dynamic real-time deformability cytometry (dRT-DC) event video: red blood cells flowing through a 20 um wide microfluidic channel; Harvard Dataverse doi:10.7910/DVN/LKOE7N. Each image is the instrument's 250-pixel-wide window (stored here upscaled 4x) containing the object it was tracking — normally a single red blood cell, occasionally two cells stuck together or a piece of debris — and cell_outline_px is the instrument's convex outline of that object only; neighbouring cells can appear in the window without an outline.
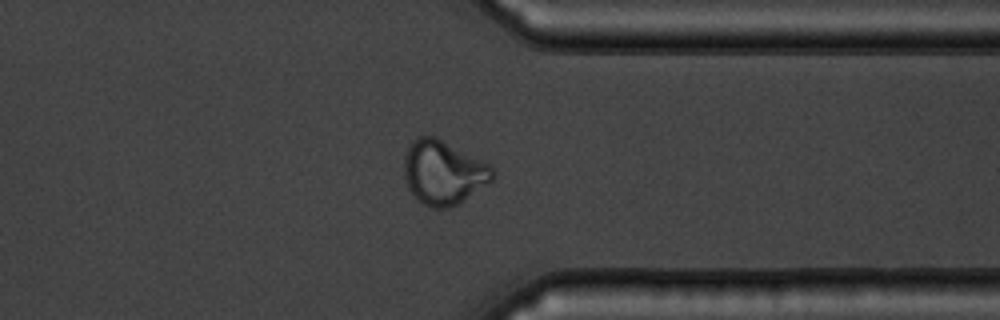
{"species": "common noctule bat (a hibernating species)", "species_latin": "Nyctalus noctula", "temperature_condition": "warm", "stored_images_in_passage": 31, "camera_frame_rate_fps": 3000, "um_per_image_px": 0.085, "animal": {"sex": "male", "body_mass_g": 19.5, "forearm_length_mm": 54.6}, "frame": {"image": 1, "passage_image": 27, "time_ms": 8.667, "image_size_px": [1000, 320], "cell_outline_px": [[496, 176], [488, 184], [456, 204], [448, 208], [436, 208], [424, 204], [408, 188], [404, 176], [404, 156], [408, 148], [416, 136], [436, 136], [488, 164], [496, 172]], "centroid_in_image_um": [37.68, 14.64], "position_along_channel_um": 373.7, "area_um2": 32.66}}